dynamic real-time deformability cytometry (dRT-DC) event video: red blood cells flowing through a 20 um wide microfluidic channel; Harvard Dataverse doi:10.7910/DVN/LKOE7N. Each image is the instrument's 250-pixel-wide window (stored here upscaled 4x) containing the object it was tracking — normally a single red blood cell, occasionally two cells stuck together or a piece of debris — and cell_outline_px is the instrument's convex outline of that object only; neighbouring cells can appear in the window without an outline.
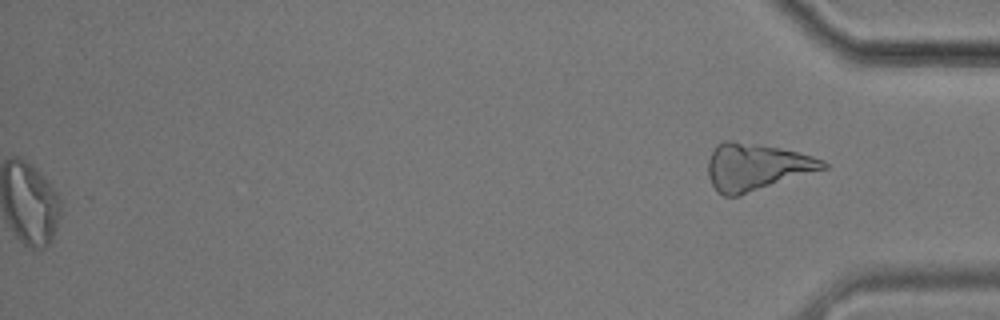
{"species": "common noctule bat (a hibernating species)", "species_latin": "Nyctalus noctula", "temperature_condition": "cold", "stored_images_in_passage": 57, "segment_of_instrument_passage": [2, 2], "camera_frame_rate_fps": 3000, "um_per_image_px": 0.085, "animal": {"sex": "male", "body_mass_g": 17.9}, "frame": {"image": 1, "passage_image": 57, "time_ms": 18.667, "image_size_px": [1000, 320], "cell_outline_px": [[828, 168], [740, 196], [724, 196], [716, 192], [708, 176], [708, 160], [716, 144], [724, 140], [732, 140], [760, 144], [780, 148], [812, 156], [824, 160], [828, 164]], "centroid_in_image_um": [64.27, 14.19], "position_along_channel_um": 370.9, "area_um2": 31.79}}